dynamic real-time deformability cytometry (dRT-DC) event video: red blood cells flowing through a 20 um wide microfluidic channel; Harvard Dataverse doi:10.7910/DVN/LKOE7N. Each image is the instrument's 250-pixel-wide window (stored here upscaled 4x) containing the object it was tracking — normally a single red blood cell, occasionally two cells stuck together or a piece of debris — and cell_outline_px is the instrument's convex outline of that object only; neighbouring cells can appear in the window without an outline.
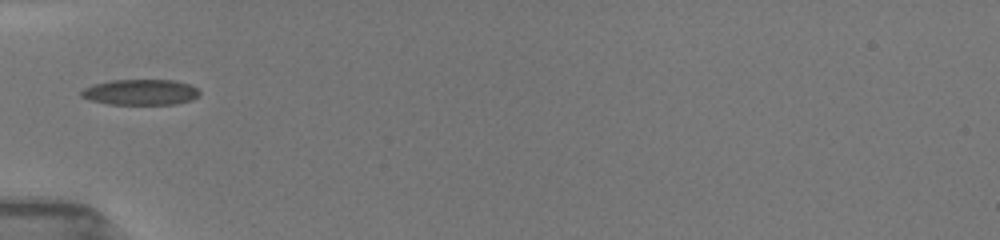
{"species": "common noctule bat (a hibernating species)", "species_latin": "Nyctalus noctula", "temperature_condition": "room temperature", "stored_images_in_passage": 2, "camera_frame_rate_fps": 3000, "um_per_image_px": 0.085, "animal": {"sex": "female", "body_mass_g": 19.5, "forearm_length_mm": 54.1}, "frame": {"image": 1, "passage_image": 1, "time_ms": 0.0, "image_size_px": [1000, 240], "cell_outline_px": [[200, 96], [192, 100], [176, 104], [108, 104], [92, 100], [80, 96], [80, 92], [84, 88], [92, 84], [112, 80], [176, 80], [188, 84], [196, 88], [200, 92]], "centroid_in_image_um": [11.96, 7.83], "position_along_channel_um": 73.0, "area_um2": 17.74}}